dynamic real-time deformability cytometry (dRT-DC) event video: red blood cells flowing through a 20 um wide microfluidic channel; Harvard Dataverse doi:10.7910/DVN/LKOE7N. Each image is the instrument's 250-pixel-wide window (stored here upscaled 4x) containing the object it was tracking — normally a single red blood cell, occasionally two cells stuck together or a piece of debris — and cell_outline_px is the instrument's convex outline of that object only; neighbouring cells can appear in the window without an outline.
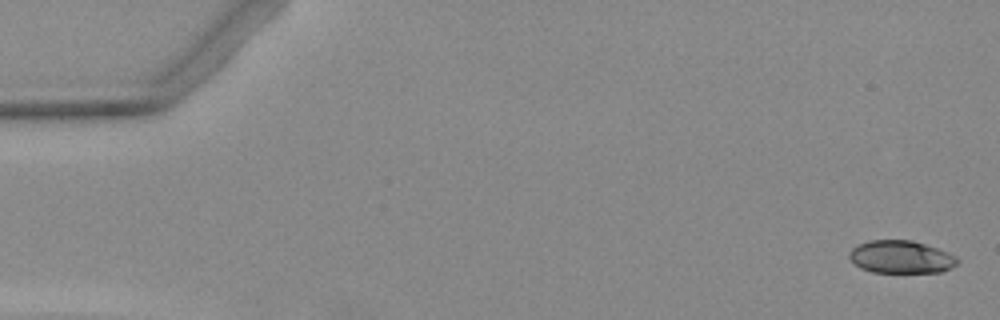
{"species": "Egyptian fruit bat (a non-hibernating species)", "species_latin": "Rousettus aegyptiacus", "temperature_condition": "warm", "stored_images_in_passage": 5, "segment_of_instrument_passage": [1, 2], "camera_frame_rate_fps": 3000, "um_per_image_px": 0.085, "animal": {"sex": "female"}, "frame": {"image": 1, "passage_image": 1, "time_ms": 0.0, "image_size_px": [1000, 320], "cell_outline_px": [[960, 260], [952, 268], [940, 272], [872, 272], [860, 268], [848, 256], [848, 252], [852, 248], [868, 240], [912, 240], [948, 252], [956, 256]], "centroid_in_image_um": [76.59, 21.84], "position_along_channel_um": 8.4, "area_um2": 20.58}}
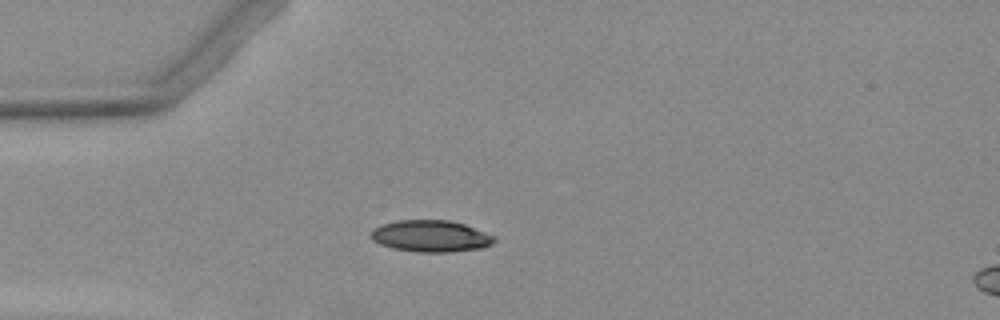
{"frame": {"image": 2, "passage_image": 4, "time_ms": 4.333, "image_size_px": [1000, 320], "cell_outline_px": [[496, 240], [492, 244], [484, 248], [452, 252], [420, 252], [392, 248], [380, 244], [372, 240], [368, 236], [368, 232], [384, 224], [396, 220], [448, 220], [464, 224], [496, 236]], "centroid_in_image_um": [36.62, 20.07], "position_along_channel_um": 48.4, "area_um2": 22.95}}